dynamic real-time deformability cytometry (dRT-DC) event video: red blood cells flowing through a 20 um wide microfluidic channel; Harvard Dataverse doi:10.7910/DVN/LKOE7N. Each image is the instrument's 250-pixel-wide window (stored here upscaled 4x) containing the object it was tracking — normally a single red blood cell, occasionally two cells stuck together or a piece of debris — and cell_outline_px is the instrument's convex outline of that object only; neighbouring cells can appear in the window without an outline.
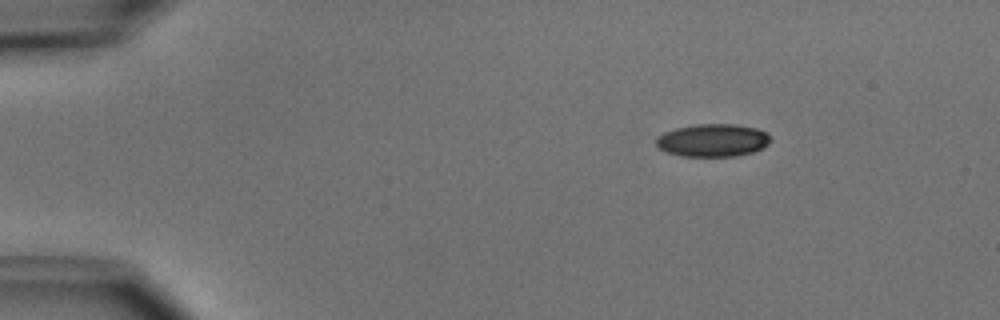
{"species": "common noctule bat (a hibernating species)", "species_latin": "Nyctalus noctula", "temperature_condition": "cold", "stored_images_in_passage": 46, "camera_frame_rate_fps": 3000, "um_per_image_px": 0.085, "animal": {"sex": "male", "body_mass_g": 15.6}, "frame": {"image": 1, "passage_image": 1, "time_ms": 0.0, "image_size_px": [1000, 320], "cell_outline_px": [[772, 140], [768, 144], [752, 152], [736, 156], [680, 156], [668, 152], [660, 148], [656, 144], [656, 136], [664, 132], [676, 128], [696, 124], [736, 124], [756, 128], [764, 132]], "centroid_in_image_um": [60.56, 11.92], "position_along_channel_um": 24.4, "area_um2": 21.73}}
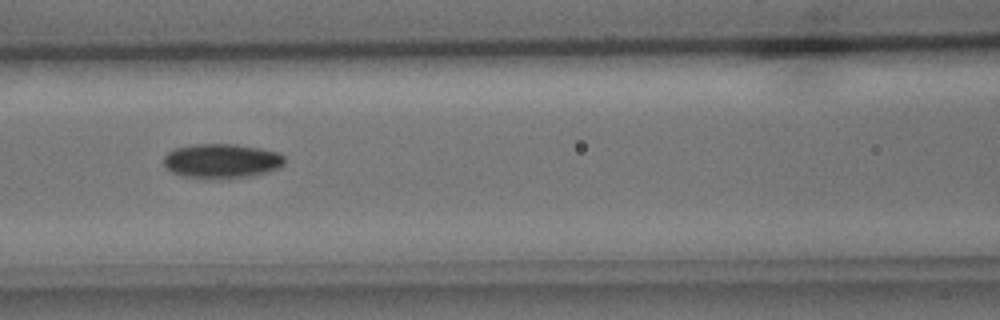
{"frame": {"image": 2, "passage_image": 17, "time_ms": 5.333, "image_size_px": [1000, 320], "cell_outline_px": [[284, 164], [280, 168], [268, 172], [248, 176], [184, 176], [172, 172], [164, 164], [164, 156], [172, 148], [192, 144], [236, 144], [260, 148], [280, 152], [284, 156]], "centroid_in_image_um": [18.87, 13.63], "position_along_channel_um": 147.7, "area_um2": 23.76}}
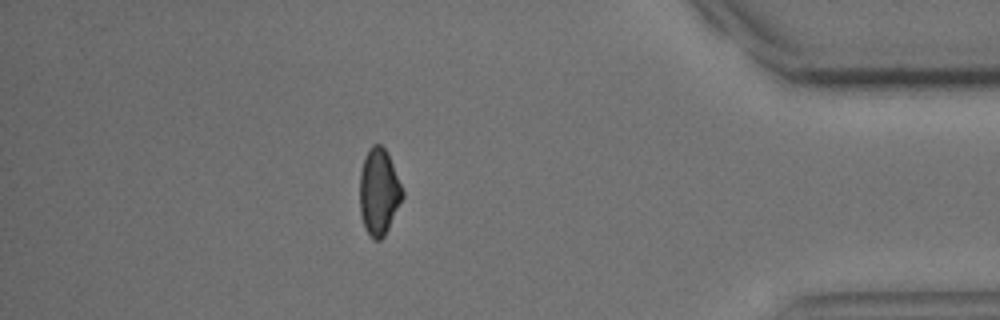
{"frame": {"image": 3, "passage_image": 40, "time_ms": 13.0, "image_size_px": [1000, 320], "cell_outline_px": [[404, 196], [384, 236], [380, 240], [372, 240], [364, 228], [360, 212], [360, 172], [364, 156], [368, 148], [372, 144], [380, 144], [384, 148], [392, 164], [404, 192]], "centroid_in_image_um": [32.18, 16.32], "position_along_channel_um": 403.0, "area_um2": 21.5}, "authors_computed_cell_mechanics": {"area_um2": 22.5998, "velocity_mm_per_s": 3.7929, "shape_relaxation_time_tau1_ms": 5.3397, "shape_relaxation_time_tau2_ms": null, "deformation_change_tau1": 0.1163, "deformation_change_tau2": null}}